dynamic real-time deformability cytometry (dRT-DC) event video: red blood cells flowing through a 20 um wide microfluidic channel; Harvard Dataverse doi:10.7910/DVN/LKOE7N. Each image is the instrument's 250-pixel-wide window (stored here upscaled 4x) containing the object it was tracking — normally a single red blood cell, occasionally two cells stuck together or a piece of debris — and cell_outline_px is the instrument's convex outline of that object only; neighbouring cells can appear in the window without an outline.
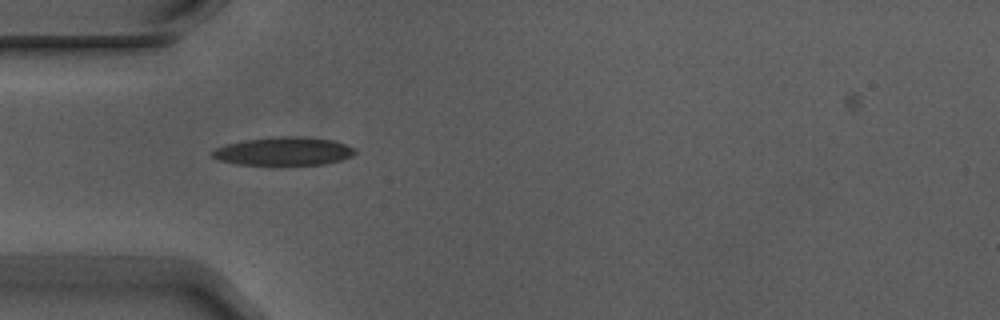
{"species": "Egyptian fruit bat (a non-hibernating species)", "species_latin": "Rousettus aegyptiacus", "temperature_condition": "warm", "stored_images_in_passage": 6, "camera_frame_rate_fps": 3000, "um_per_image_px": 0.085, "animal": {"sex": "male"}, "frame": {"image": 1, "passage_image": 5, "time_ms": 1.333, "image_size_px": [1000, 320], "cell_outline_px": [[356, 152], [352, 156], [340, 160], [324, 164], [236, 164], [220, 160], [212, 156], [212, 152], [216, 148], [228, 144], [248, 140], [272, 136], [300, 136], [332, 140], [356, 148]], "centroid_in_image_um": [24.15, 12.84], "position_along_channel_um": 60.9, "area_um2": 23.18}}